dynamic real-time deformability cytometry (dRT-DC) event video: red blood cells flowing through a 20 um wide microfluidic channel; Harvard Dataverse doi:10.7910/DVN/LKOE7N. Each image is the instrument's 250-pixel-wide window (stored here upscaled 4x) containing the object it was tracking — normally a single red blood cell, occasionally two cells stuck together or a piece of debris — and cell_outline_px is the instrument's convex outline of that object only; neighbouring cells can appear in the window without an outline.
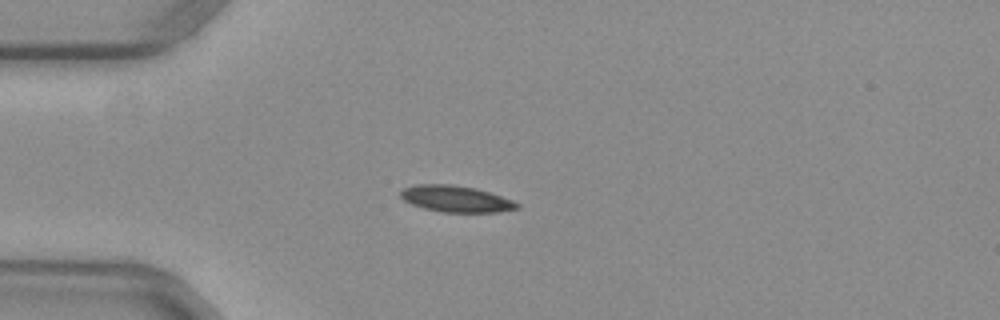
{"species": "common noctule bat (a hibernating species)", "species_latin": "Nyctalus noctula", "temperature_condition": "warm", "stored_images_in_passage": 39, "camera_frame_rate_fps": 3000, "um_per_image_px": 0.085, "animal": {"sex": "female", "body_mass_g": 29.2, "forearm_length_mm": 56.3}, "frame": {"image": 1, "passage_image": 1, "time_ms": 0.0, "image_size_px": [1000, 320], "cell_outline_px": [[520, 208], [500, 212], [440, 212], [424, 208], [412, 204], [404, 200], [400, 196], [400, 192], [404, 188], [416, 184], [452, 184], [476, 188], [512, 200], [520, 204]], "centroid_in_image_um": [38.76, 16.9], "position_along_channel_um": 46.2, "area_um2": 17.92}}
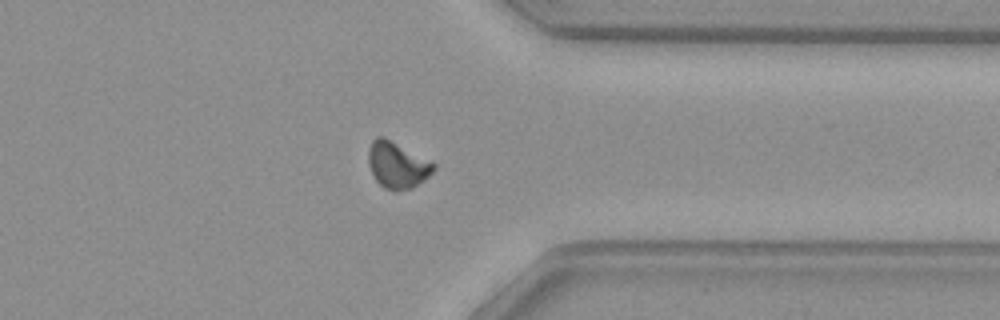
{"frame": {"image": 2, "passage_image": 28, "time_ms": 9.0, "image_size_px": [1000, 320], "cell_outline_px": [[436, 168], [424, 180], [412, 188], [396, 192], [384, 188], [376, 180], [368, 164], [368, 152], [372, 140], [376, 136], [384, 136], [432, 160], [436, 164]], "centroid_in_image_um": [33.79, 14.01], "position_along_channel_um": 377.6, "area_um2": 17.98}}
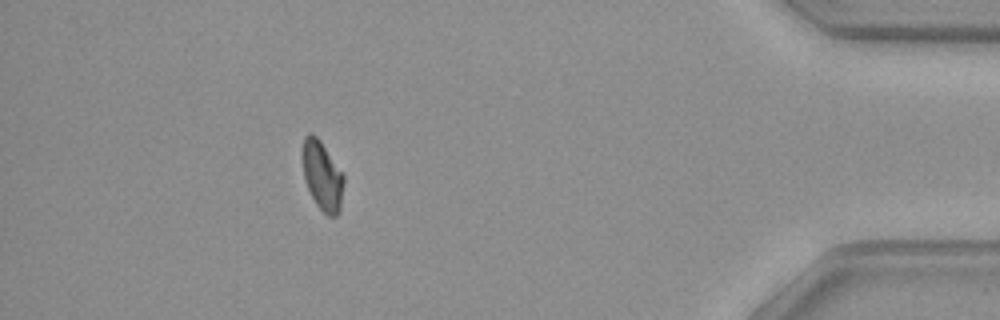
{"frame": {"image": 3, "passage_image": 34, "time_ms": 11.0, "image_size_px": [1000, 320], "cell_outline_px": [[344, 180], [340, 212], [336, 216], [328, 216], [316, 204], [308, 188], [304, 176], [300, 156], [304, 136], [308, 132], [316, 136], [320, 140], [344, 176]], "centroid_in_image_um": [27.36, 14.92], "position_along_channel_um": 407.8, "area_um2": 16.7}}